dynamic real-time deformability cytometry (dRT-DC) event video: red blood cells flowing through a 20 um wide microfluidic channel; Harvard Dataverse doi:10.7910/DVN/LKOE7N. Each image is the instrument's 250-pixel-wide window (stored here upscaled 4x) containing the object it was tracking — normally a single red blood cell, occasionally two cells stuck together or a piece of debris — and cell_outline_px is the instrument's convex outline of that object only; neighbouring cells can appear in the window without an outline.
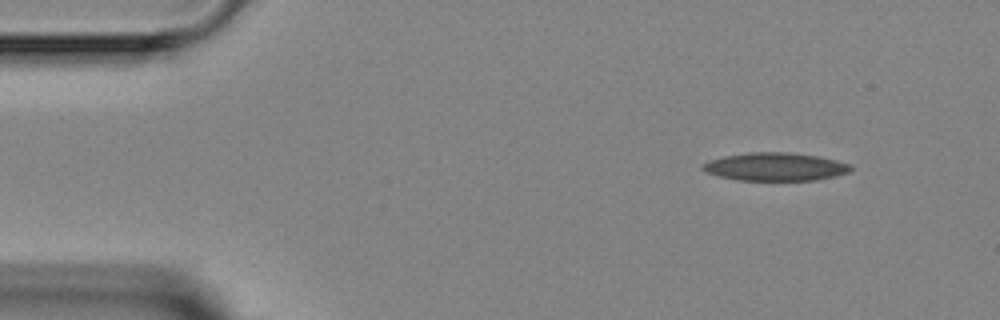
{"species": "Egyptian fruit bat (a non-hibernating species)", "species_latin": "Rousettus aegyptiacus", "temperature_condition": "room temperature", "stored_images_in_passage": 4, "segment_of_instrument_passage": [2, 2], "camera_frame_rate_fps": 3000, "um_per_image_px": 0.085, "animal": {"sex": "female"}, "frame": {"image": 1, "passage_image": 4, "time_ms": 3.667, "image_size_px": [1000, 320], "cell_outline_px": [[852, 168], [848, 172], [816, 180], [740, 180], [720, 176], [704, 172], [700, 168], [700, 164], [708, 160], [724, 156], [748, 152], [788, 152], [820, 156], [852, 164]], "centroid_in_image_um": [65.86, 14.16], "position_along_channel_um": 19.1, "area_um2": 24.33}}